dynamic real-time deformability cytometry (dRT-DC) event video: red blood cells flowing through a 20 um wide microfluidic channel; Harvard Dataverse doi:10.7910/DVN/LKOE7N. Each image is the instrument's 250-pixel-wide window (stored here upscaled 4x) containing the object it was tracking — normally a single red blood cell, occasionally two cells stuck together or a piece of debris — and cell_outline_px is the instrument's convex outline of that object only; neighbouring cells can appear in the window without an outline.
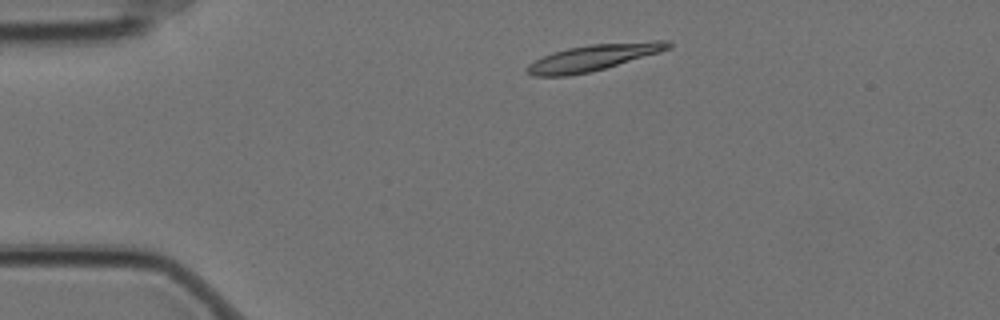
{"species": "Egyptian fruit bat (a non-hibernating species)", "species_latin": "Rousettus aegyptiacus", "temperature_condition": "cold", "stored_images_in_passage": 2, "camera_frame_rate_fps": 3000, "um_per_image_px": 0.085, "animal": {"sex": "female"}, "frame": {"image": 1, "passage_image": 1, "time_ms": 0.0, "image_size_px": [1000, 320], "cell_outline_px": [[672, 48], [660, 52], [592, 72], [568, 76], [532, 76], [524, 68], [528, 64], [552, 52], [568, 48], [588, 44], [652, 40], [668, 40], [672, 44]], "centroid_in_image_um": [50.47, 4.88], "position_along_channel_um": 34.5, "area_um2": 21.91}}